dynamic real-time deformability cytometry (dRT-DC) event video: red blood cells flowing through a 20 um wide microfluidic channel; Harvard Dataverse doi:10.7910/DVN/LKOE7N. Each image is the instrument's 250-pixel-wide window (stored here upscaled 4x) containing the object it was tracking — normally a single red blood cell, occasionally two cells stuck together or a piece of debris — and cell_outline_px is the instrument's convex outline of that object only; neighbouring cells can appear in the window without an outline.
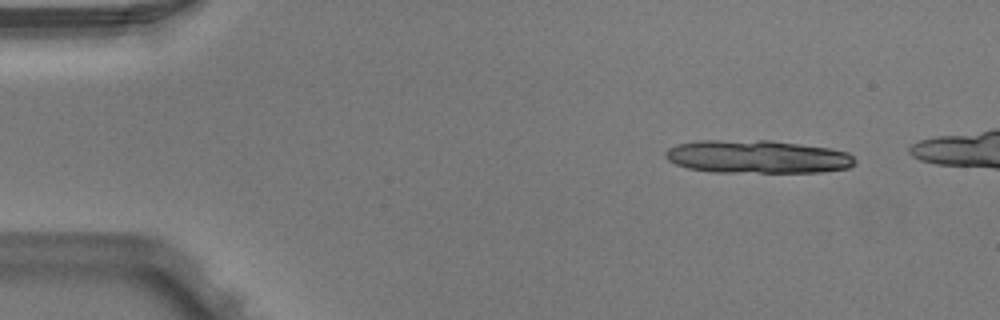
{"species": "Egyptian fruit bat (a non-hibernating species)", "species_latin": "Rousettus aegyptiacus", "temperature_condition": "warm", "stored_images_in_passage": 4, "camera_frame_rate_fps": 3000, "um_per_image_px": 0.085, "animal": {"sex": "male"}, "frame": {"image": 1, "passage_image": 2, "time_ms": 0.333, "image_size_px": [1000, 320], "cell_outline_px": [[856, 164], [848, 168], [820, 172], [712, 172], [688, 168], [676, 164], [668, 160], [664, 156], [664, 152], [668, 148], [676, 144], [696, 140], [772, 140], [832, 148], [848, 152], [856, 160]], "centroid_in_image_um": [64.37, 13.31], "position_along_channel_um": 20.6, "area_um2": 37.05}}